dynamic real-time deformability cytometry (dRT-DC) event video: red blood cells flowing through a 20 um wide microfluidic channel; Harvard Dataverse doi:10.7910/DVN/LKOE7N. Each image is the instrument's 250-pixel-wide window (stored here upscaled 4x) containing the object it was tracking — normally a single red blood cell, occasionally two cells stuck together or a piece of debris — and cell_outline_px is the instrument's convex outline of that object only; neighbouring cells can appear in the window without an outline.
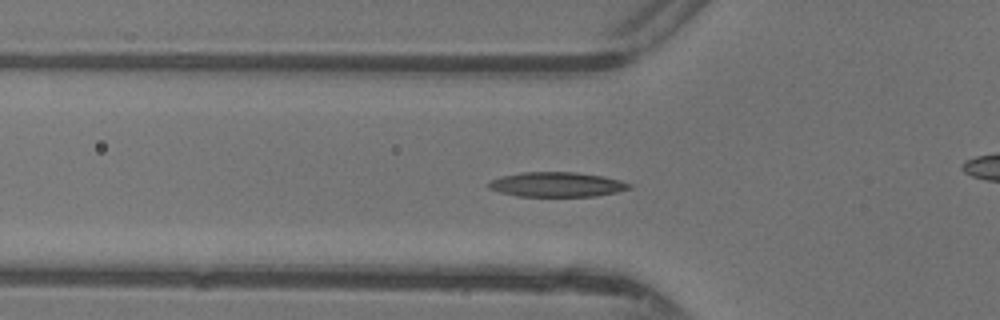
{"species": "common noctule bat (a hibernating species)", "species_latin": "Nyctalus noctula", "temperature_condition": "warm", "stored_images_in_passage": 45, "camera_frame_rate_fps": 3000, "um_per_image_px": 0.085, "animal": {"sex": "female"}, "frame": {"image": 1, "passage_image": 13, "time_ms": 4.0, "image_size_px": [1000, 320], "cell_outline_px": [[632, 188], [616, 192], [596, 196], [516, 196], [500, 192], [488, 188], [488, 184], [492, 180], [504, 176], [524, 172], [576, 172], [604, 176], [620, 180], [632, 184]], "centroid_in_image_um": [47.38, 15.68], "position_along_channel_um": 78.4, "area_um2": 20.17}}
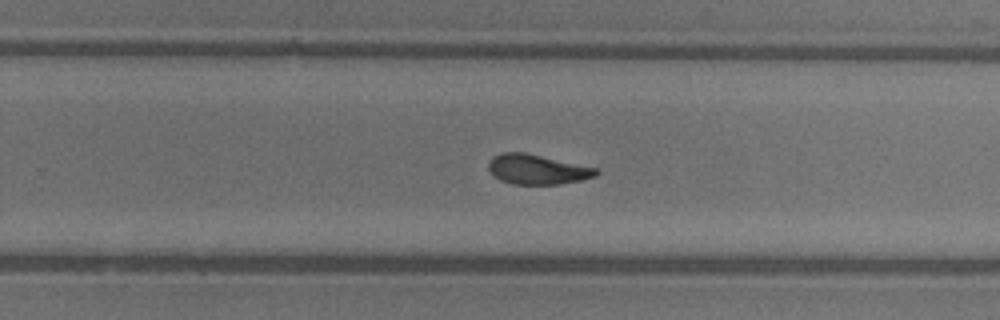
{"frame": {"image": 2, "passage_image": 27, "time_ms": 8.667, "image_size_px": [1000, 320], "cell_outline_px": [[600, 172], [596, 176], [580, 180], [560, 184], [512, 184], [500, 180], [488, 168], [488, 160], [492, 156], [500, 152], [524, 152], [600, 168]], "centroid_in_image_um": [45.68, 14.38], "position_along_channel_um": 284.1, "area_um2": 18.9}}
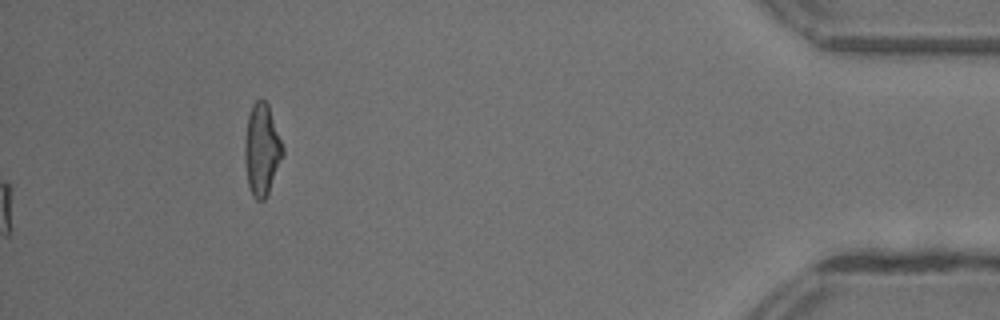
{"frame": {"image": 3, "passage_image": 45, "time_ms": 14.667, "image_size_px": [1000, 320], "cell_outline_px": [[284, 156], [268, 192], [264, 200], [256, 200], [252, 196], [248, 184], [244, 156], [244, 144], [248, 116], [252, 104], [256, 100], [264, 100], [268, 104], [284, 148]], "centroid_in_image_um": [22.26, 12.73], "position_along_channel_um": 412.9, "area_um2": 20.29}, "authors_computed_cell_mechanics": {"area_um2": 19.363, "velocity_mm_per_s": 4.3951, "shape_relaxation_time_tau1_ms": 5.9, "shape_relaxation_time_tau2_ms": 1.7399, "deformation_change_tau1": 0.2165, "deformation_change_tau2": 0.0825}}